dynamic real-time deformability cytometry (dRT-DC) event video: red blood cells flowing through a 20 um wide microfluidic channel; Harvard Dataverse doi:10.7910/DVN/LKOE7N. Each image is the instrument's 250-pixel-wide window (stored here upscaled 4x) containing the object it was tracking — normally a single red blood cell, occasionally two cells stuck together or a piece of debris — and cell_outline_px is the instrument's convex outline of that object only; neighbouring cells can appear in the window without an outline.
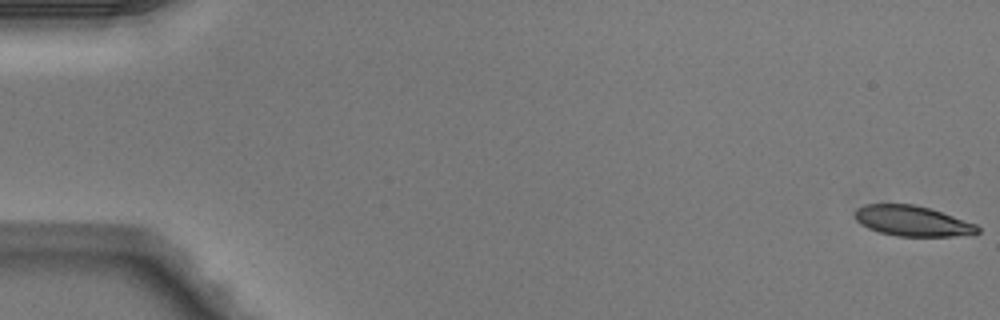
{"species": "Egyptian fruit bat (a non-hibernating species)", "species_latin": "Rousettus aegyptiacus", "temperature_condition": "warm", "stored_images_in_passage": 50, "camera_frame_rate_fps": 3000, "um_per_image_px": 0.085, "animal": {"sex": "male"}, "frame": {"image": 1, "passage_image": 1, "time_ms": 0.0, "image_size_px": [1000, 320], "cell_outline_px": [[980, 232], [972, 236], [896, 236], [880, 232], [868, 228], [856, 220], [856, 208], [864, 204], [912, 204], [928, 208], [976, 224], [980, 228]], "centroid_in_image_um": [77.58, 18.8], "position_along_channel_um": 7.4, "area_um2": 21.62}}
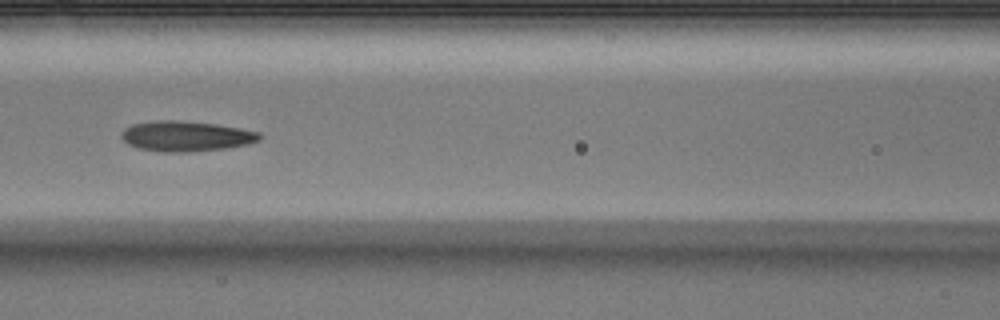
{"frame": {"image": 2, "passage_image": 23, "time_ms": 7.333, "image_size_px": [1000, 320], "cell_outline_px": [[264, 136], [260, 140], [248, 144], [228, 148], [188, 152], [164, 152], [140, 148], [128, 144], [120, 136], [120, 132], [124, 128], [132, 124], [156, 120], [176, 120], [216, 124], [240, 128], [260, 132]], "centroid_in_image_um": [15.83, 11.57], "position_along_channel_um": 150.8, "area_um2": 24.57}}
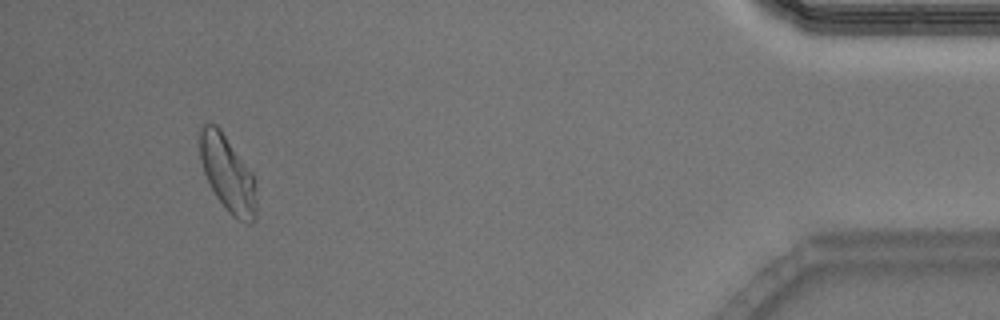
{"frame": {"image": 3, "passage_image": 47, "time_ms": 15.333, "image_size_px": [1000, 320], "cell_outline_px": [[256, 220], [240, 220], [232, 216], [228, 212], [216, 196], [204, 172], [200, 160], [200, 124], [216, 124], [220, 128], [252, 172], [256, 200]], "centroid_in_image_um": [19.33, 14.73], "position_along_channel_um": 415.9, "area_um2": 24.62}, "authors_computed_cell_mechanics": {"area_um2": 23.8425, "velocity_mm_per_s": 4.1088, "shape_relaxation_time_tau1_ms": 3.3732, "shape_relaxation_time_tau2_ms": 2.6019, "deformation_change_tau1": 0.1209, "deformation_change_tau2": 0.0896}}